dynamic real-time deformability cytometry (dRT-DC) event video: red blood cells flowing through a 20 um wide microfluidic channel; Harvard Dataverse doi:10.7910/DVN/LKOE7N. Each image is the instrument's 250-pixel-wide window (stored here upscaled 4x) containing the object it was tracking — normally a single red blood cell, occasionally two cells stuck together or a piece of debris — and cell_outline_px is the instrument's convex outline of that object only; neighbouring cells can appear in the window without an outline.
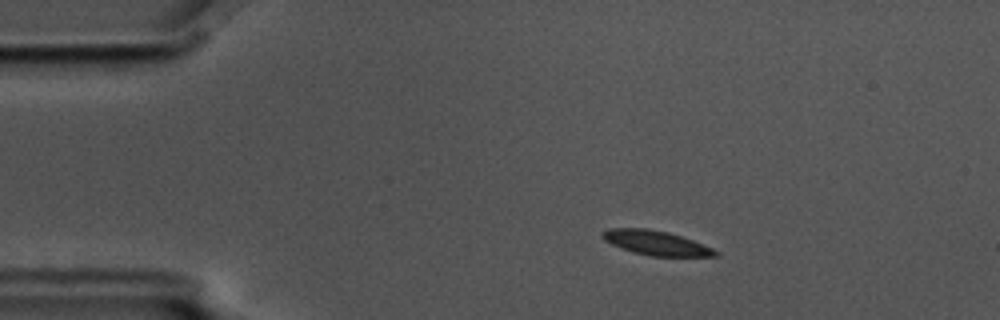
{"species": "common noctule bat (a hibernating species)", "species_latin": "Nyctalus noctula", "temperature_condition": "cold", "stored_images_in_passage": 5, "camera_frame_rate_fps": 3000, "um_per_image_px": 0.085, "animal": {"sex": "male", "body_mass_g": 17.5, "forearm_length_mm": 52.3}, "frame": {"image": 1, "passage_image": 2, "time_ms": 0.333, "image_size_px": [1000, 320], "cell_outline_px": [[720, 256], [652, 256], [632, 252], [612, 244], [604, 240], [600, 236], [600, 232], [608, 228], [648, 228], [668, 232], [692, 240], [712, 248], [720, 252]], "centroid_in_image_um": [55.73, 20.64], "position_along_channel_um": 29.3, "area_um2": 16.13}}